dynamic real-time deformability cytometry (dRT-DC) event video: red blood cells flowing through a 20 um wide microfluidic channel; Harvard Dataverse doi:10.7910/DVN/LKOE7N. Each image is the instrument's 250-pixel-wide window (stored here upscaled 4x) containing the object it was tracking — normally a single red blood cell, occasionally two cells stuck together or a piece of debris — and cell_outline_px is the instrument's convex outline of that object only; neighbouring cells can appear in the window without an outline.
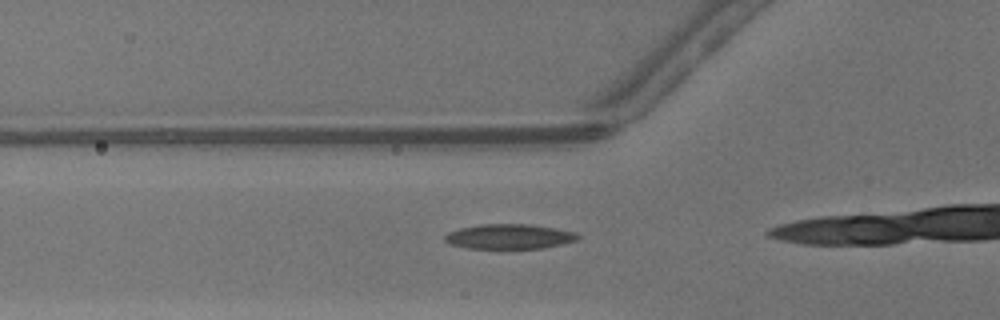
{"species": "common noctule bat (a hibernating species)", "species_latin": "Nyctalus noctula", "temperature_condition": "warm", "stored_images_in_passage": 5, "camera_frame_rate_fps": 3000, "um_per_image_px": 0.085, "animal": {"sex": "male", "body_mass_g": 13.3}, "frame": {"image": 1, "passage_image": 3, "time_ms": 0.667, "image_size_px": [1000, 320], "cell_outline_px": [[580, 236], [576, 240], [544, 248], [508, 252], [464, 248], [448, 244], [444, 240], [444, 236], [448, 232], [460, 228], [480, 224], [528, 224], [556, 228], [576, 232]], "centroid_in_image_um": [43.23, 20.16], "position_along_channel_um": 82.6, "area_um2": 20.46}}